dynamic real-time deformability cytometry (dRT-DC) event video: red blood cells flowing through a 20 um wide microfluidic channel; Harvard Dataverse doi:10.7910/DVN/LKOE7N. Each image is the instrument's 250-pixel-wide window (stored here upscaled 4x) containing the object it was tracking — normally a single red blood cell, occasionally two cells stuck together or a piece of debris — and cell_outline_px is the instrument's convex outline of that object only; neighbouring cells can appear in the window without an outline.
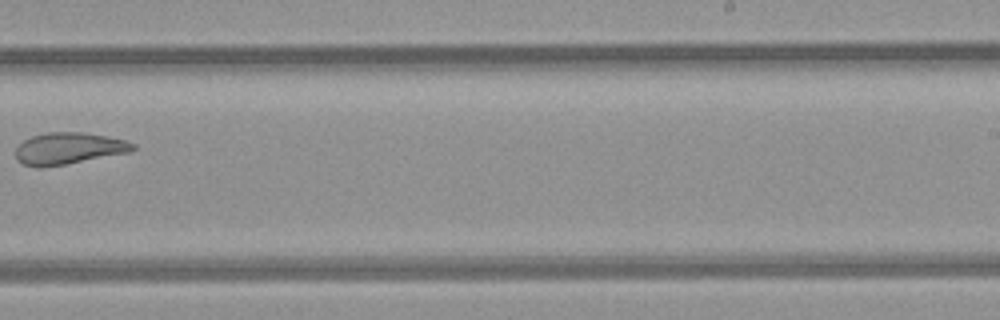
{"species": "common noctule bat (a hibernating species)", "species_latin": "Nyctalus noctula", "temperature_condition": "room temperature", "stored_images_in_passage": 10, "camera_frame_rate_fps": 3000, "um_per_image_px": 0.085, "animal": {"sex": "female", "body_mass_g": 21.9}, "frame": {"image": 1, "passage_image": 10, "time_ms": 11.0, "image_size_px": [1000, 320], "cell_outline_px": [[136, 148], [128, 152], [64, 164], [40, 168], [36, 168], [24, 164], [16, 160], [16, 148], [24, 140], [32, 136], [48, 132], [84, 132], [124, 140], [136, 144]], "centroid_in_image_um": [5.79, 12.61], "position_along_channel_um": 283.2, "area_um2": 21.39}}